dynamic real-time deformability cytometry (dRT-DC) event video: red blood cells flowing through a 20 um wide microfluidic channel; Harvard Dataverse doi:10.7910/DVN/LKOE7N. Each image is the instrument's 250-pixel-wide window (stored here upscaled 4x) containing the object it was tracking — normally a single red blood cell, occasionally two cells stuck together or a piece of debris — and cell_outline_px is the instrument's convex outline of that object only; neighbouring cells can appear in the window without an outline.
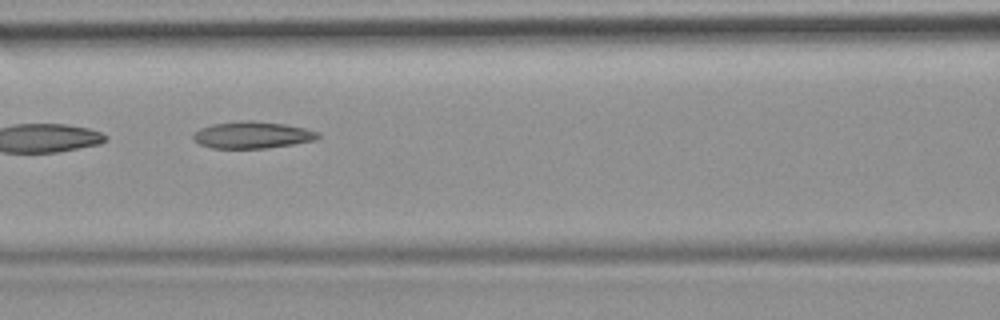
{"species": "common noctule bat (a hibernating species)", "species_latin": "Nyctalus noctula", "temperature_condition": "room temperature", "stored_images_in_passage": 6, "camera_frame_rate_fps": 3000, "um_per_image_px": 0.085, "animal": {"sex": "female", "body_mass_g": 19.9}, "frame": {"image": 1, "passage_image": 3, "time_ms": 2.333, "image_size_px": [1000, 320], "cell_outline_px": [[320, 136], [316, 140], [268, 148], [212, 148], [200, 144], [192, 140], [192, 136], [200, 128], [212, 124], [244, 120], [252, 120], [284, 124], [304, 128], [320, 132]], "centroid_in_image_um": [21.44, 11.47], "position_along_channel_um": 145.2, "area_um2": 19.54}}
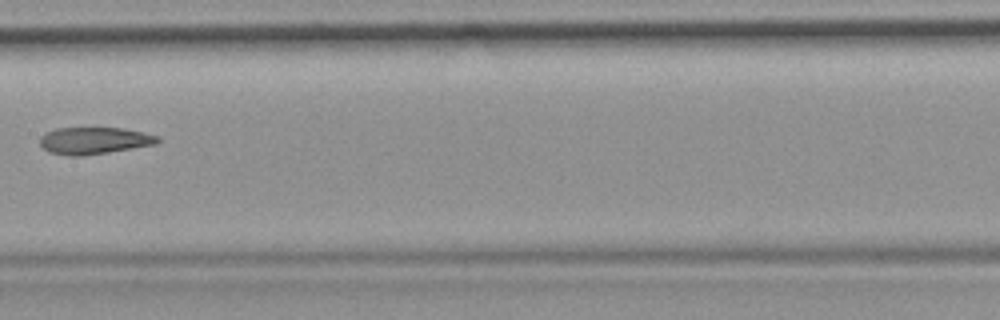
{"frame": {"image": 2, "passage_image": 4, "time_ms": 3.667, "image_size_px": [1000, 320], "cell_outline_px": [[160, 140], [156, 144], [108, 152], [80, 156], [68, 156], [48, 152], [40, 144], [40, 136], [56, 128], [124, 128], [144, 132], [160, 136]], "centroid_in_image_um": [8.01, 11.95], "position_along_channel_um": 199.4, "area_um2": 18.5}}